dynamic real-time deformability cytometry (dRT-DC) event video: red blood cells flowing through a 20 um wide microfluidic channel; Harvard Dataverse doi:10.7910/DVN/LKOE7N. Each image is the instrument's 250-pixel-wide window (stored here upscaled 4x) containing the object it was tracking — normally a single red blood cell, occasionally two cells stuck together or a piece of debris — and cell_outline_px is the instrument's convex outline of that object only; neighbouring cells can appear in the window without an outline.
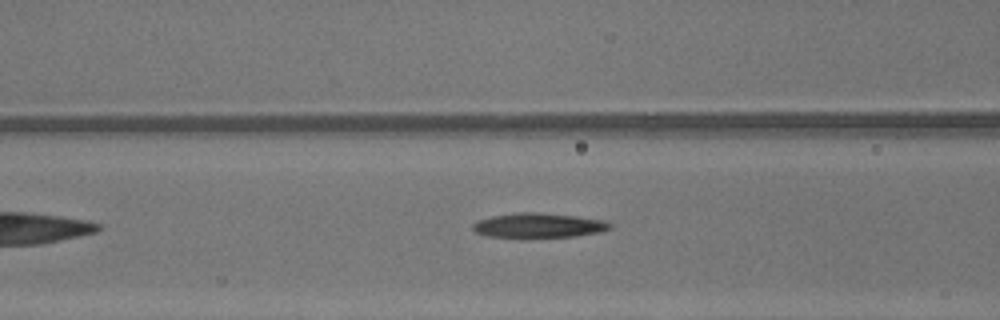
{"species": "common noctule bat (a hibernating species)", "species_latin": "Nyctalus noctula", "temperature_condition": "warm", "stored_images_in_passage": 25, "camera_frame_rate_fps": 3000, "um_per_image_px": 0.085, "animal": {"sex": "male", "body_mass_g": 13.3}, "frame": {"image": 1, "passage_image": 6, "time_ms": 1.667, "image_size_px": [1000, 320], "cell_outline_px": [[612, 228], [600, 232], [576, 236], [528, 240], [524, 240], [488, 236], [476, 232], [472, 228], [472, 224], [476, 220], [492, 216], [520, 212], [536, 212], [576, 216], [604, 220], [612, 224]], "centroid_in_image_um": [45.75, 19.2], "position_along_channel_um": 120.9, "area_um2": 20.63}}
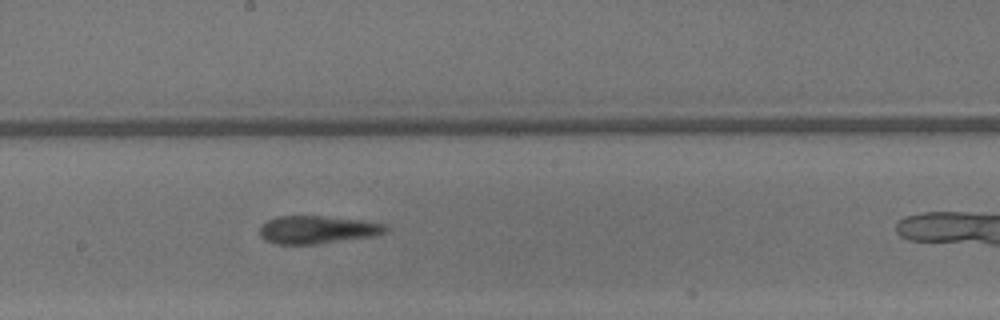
{"frame": {"image": 2, "passage_image": 13, "time_ms": 4.0, "image_size_px": [1000, 320], "cell_outline_px": [[388, 232], [376, 236], [316, 244], [276, 244], [264, 240], [260, 236], [260, 228], [268, 220], [276, 216], [320, 216], [364, 220], [388, 224]], "centroid_in_image_um": [27.03, 19.52], "position_along_channel_um": 221.2, "area_um2": 20.69}}
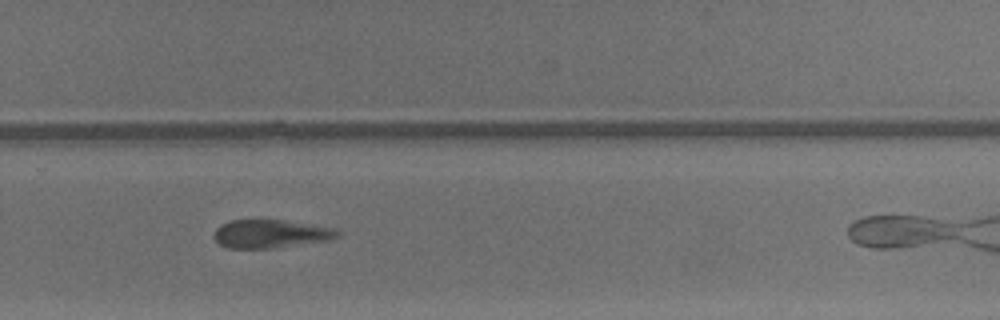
{"frame": {"image": 3, "passage_image": 19, "time_ms": 6.0, "image_size_px": [1000, 320], "cell_outline_px": [[340, 236], [328, 240], [276, 248], [228, 248], [220, 244], [212, 236], [216, 228], [220, 224], [232, 220], [284, 220], [332, 228], [340, 232]], "centroid_in_image_um": [22.97, 19.88], "position_along_channel_um": 306.8, "area_um2": 20.29}}